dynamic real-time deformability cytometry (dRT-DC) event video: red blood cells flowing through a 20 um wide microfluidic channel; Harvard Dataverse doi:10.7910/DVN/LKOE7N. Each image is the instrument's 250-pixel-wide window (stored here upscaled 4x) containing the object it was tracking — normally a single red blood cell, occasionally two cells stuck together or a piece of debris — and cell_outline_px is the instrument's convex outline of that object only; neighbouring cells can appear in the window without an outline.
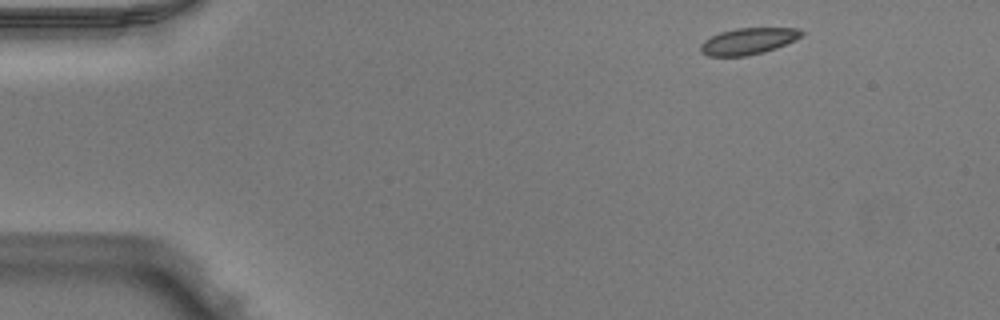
{"species": "Egyptian fruit bat (a non-hibernating species)", "species_latin": "Rousettus aegyptiacus", "temperature_condition": "warm", "stored_images_in_passage": 46, "camera_frame_rate_fps": 3000, "um_per_image_px": 0.085, "animal": {"sex": "male"}, "frame": {"image": 1, "passage_image": 1, "time_ms": 0.0, "image_size_px": [1000, 320], "cell_outline_px": [[804, 36], [796, 40], [776, 48], [764, 52], [748, 56], [708, 56], [700, 52], [700, 44], [704, 40], [720, 32], [736, 28], [800, 28], [804, 32]], "centroid_in_image_um": [63.62, 3.5], "position_along_channel_um": 21.4, "area_um2": 15.78}}
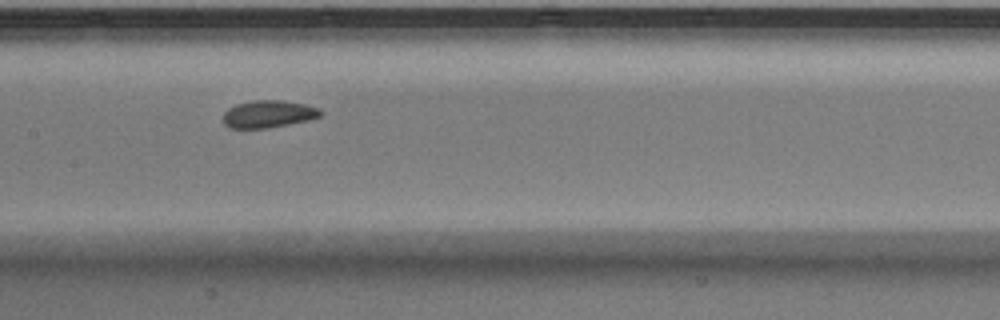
{"frame": {"image": 2, "passage_image": 20, "time_ms": 6.333, "image_size_px": [1000, 320], "cell_outline_px": [[324, 112], [320, 116], [308, 120], [268, 128], [228, 128], [224, 124], [224, 112], [228, 108], [236, 104], [252, 100], [284, 100], [304, 104], [320, 108]], "centroid_in_image_um": [22.82, 9.68], "position_along_channel_um": 184.6, "area_um2": 15.61}}
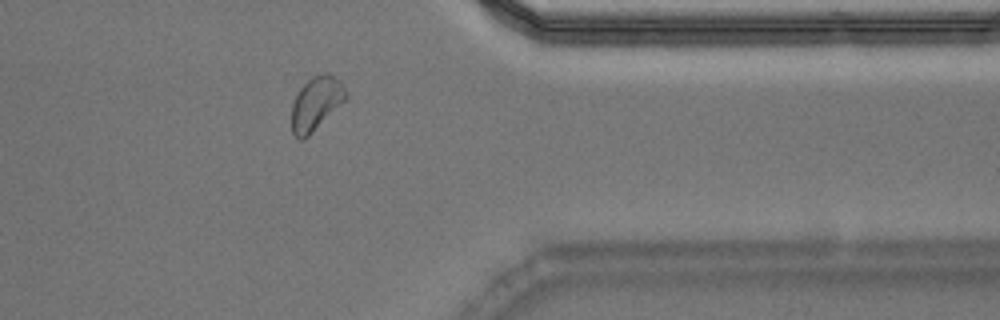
{"frame": {"image": 3, "passage_image": 36, "time_ms": 11.667, "image_size_px": [1000, 320], "cell_outline_px": [[348, 96], [304, 140], [300, 140], [292, 132], [292, 104], [300, 88], [312, 76], [324, 72], [328, 72], [340, 80], [348, 92]], "centroid_in_image_um": [26.87, 8.76], "position_along_channel_um": 384.5, "area_um2": 16.7}, "authors_computed_cell_mechanics": {"area_um2": 15.8661, "velocity_mm_per_s": 3.9558, "shape_relaxation_time_tau1_ms": 2.0233, "shape_relaxation_time_tau2_ms": 1.5494, "deformation_change_tau1": 0.0687, "deformation_change_tau2": 0.0454}}